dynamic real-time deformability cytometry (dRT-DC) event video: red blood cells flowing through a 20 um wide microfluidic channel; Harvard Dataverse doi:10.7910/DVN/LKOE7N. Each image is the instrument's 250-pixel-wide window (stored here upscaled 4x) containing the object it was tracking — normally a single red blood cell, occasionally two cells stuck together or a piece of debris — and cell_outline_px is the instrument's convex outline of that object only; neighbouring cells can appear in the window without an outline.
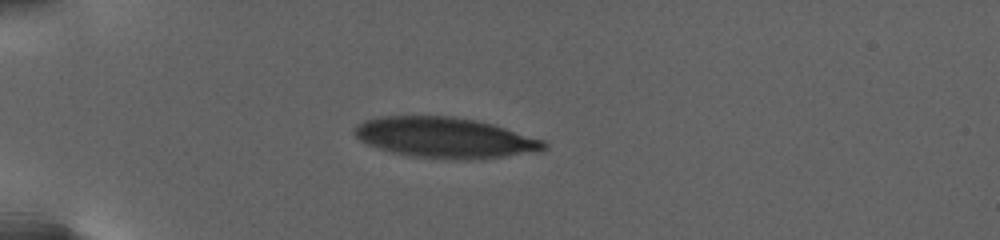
{"species": "human", "species_latin": "Homo sapiens", "temperature_condition": "warm", "stored_images_in_passage": 62, "camera_frame_rate_fps": 3000, "um_per_image_px": 0.085, "donor": {"sex": "female"}, "frame": {"image": 1, "passage_image": 1, "time_ms": 0.0, "image_size_px": [1000, 240], "cell_outline_px": [[548, 148], [540, 152], [472, 160], [452, 160], [412, 156], [392, 152], [368, 144], [360, 140], [356, 136], [356, 128], [364, 120], [380, 116], [452, 116], [476, 120], [492, 124], [544, 140], [548, 144]], "centroid_in_image_um": [37.89, 11.71], "position_along_channel_um": 47.1, "area_um2": 44.8}}
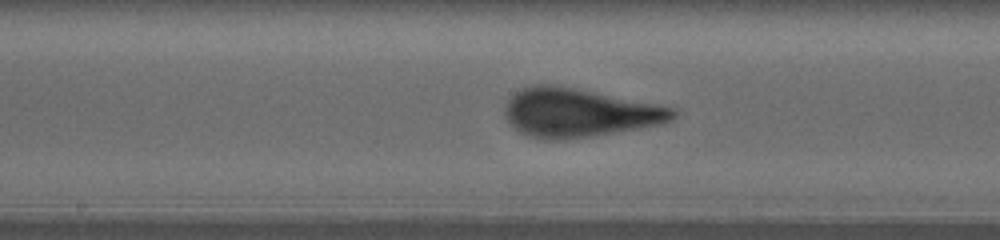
{"frame": {"image": 2, "passage_image": 28, "time_ms": 7.0, "image_size_px": [1000, 240], "cell_outline_px": [[676, 116], [672, 120], [660, 124], [592, 136], [564, 140], [544, 140], [528, 136], [520, 132], [508, 120], [504, 112], [504, 108], [508, 100], [520, 88], [532, 84], [552, 84], [676, 108]], "centroid_in_image_um": [49.17, 9.59], "position_along_channel_um": 199.0, "area_um2": 47.22}}
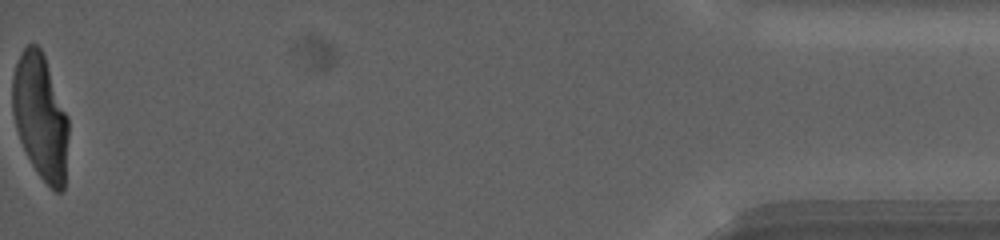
{"frame": {"image": 3, "passage_image": 61, "time_ms": 19.0, "image_size_px": [1000, 240], "cell_outline_px": [[68, 136], [64, 188], [60, 192], [56, 192], [36, 172], [20, 140], [16, 128], [12, 112], [12, 76], [16, 64], [24, 48], [28, 44], [36, 44], [40, 48], [44, 56], [68, 116]], "centroid_in_image_um": [3.43, 9.91], "position_along_channel_um": 431.8, "area_um2": 40.52}, "authors_computed_cell_mechanics": {"area_um2": 45.3152, "velocity_mm_per_s": 2.6648, "shape_relaxation_time_tau1_ms": 6.1671, "shape_relaxation_time_tau2_ms": null, "deformation_change_tau1": 0.244, "deformation_change_tau2": null}}